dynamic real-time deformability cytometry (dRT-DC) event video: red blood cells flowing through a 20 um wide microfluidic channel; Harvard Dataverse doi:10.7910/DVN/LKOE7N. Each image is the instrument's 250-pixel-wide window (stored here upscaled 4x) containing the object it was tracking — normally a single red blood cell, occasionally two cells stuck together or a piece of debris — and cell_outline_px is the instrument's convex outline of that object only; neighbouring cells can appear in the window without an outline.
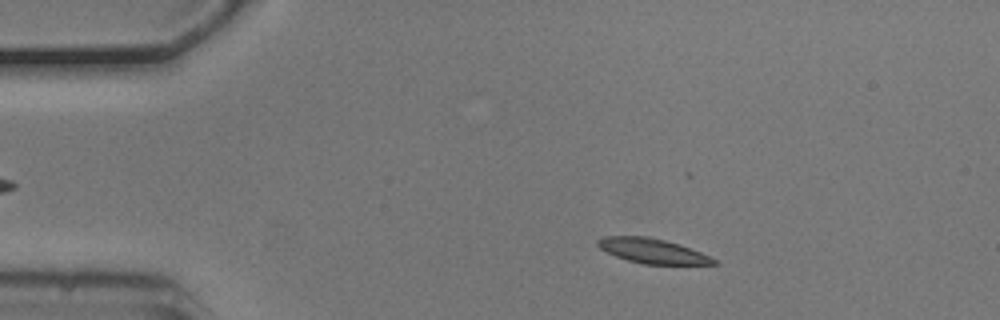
{"species": "common noctule bat (a hibernating species)", "species_latin": "Nyctalus noctula", "temperature_condition": "cold", "stored_images_in_passage": 51, "camera_frame_rate_fps": 3000, "um_per_image_px": 0.085, "animal": {"sex": "male", "body_mass_g": 20.5, "forearm_length_mm": 52.5}, "frame": {"image": 1, "passage_image": 8, "time_ms": 2.333, "image_size_px": [1000, 320], "cell_outline_px": [[720, 264], [644, 264], [628, 260], [616, 256], [600, 248], [596, 244], [596, 240], [604, 236], [652, 236], [700, 252], [716, 260]], "centroid_in_image_um": [55.41, 21.32], "position_along_channel_um": 29.6, "area_um2": 16.47}}
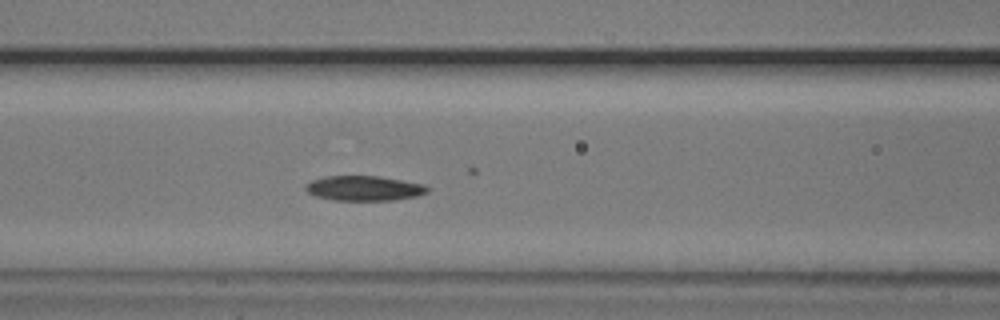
{"frame": {"image": 2, "passage_image": 21, "time_ms": 6.667, "image_size_px": [1000, 320], "cell_outline_px": [[432, 188], [428, 192], [416, 196], [396, 200], [332, 200], [316, 196], [308, 192], [304, 188], [312, 180], [324, 176], [376, 176], [424, 184]], "centroid_in_image_um": [30.97, 16.0], "position_along_channel_um": 135.6, "area_um2": 17.63}}
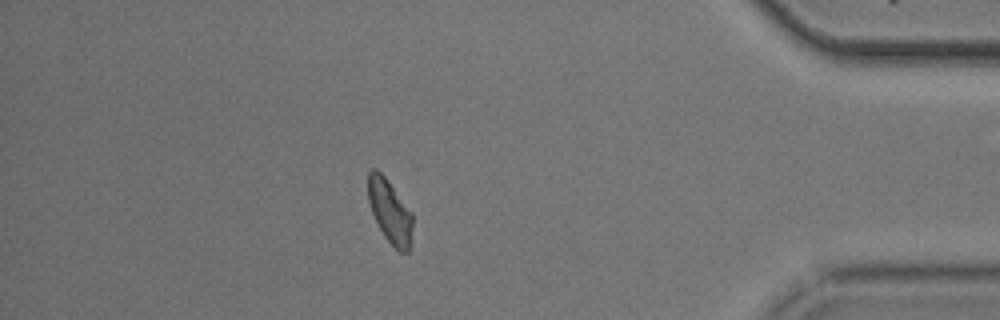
{"frame": {"image": 3, "passage_image": 46, "time_ms": 15.0, "image_size_px": [1000, 320], "cell_outline_px": [[412, 240], [408, 252], [400, 252], [384, 236], [372, 212], [368, 200], [368, 172], [372, 168], [376, 168], [384, 176], [412, 212]], "centroid_in_image_um": [33.15, 17.96], "position_along_channel_um": 402.1, "area_um2": 16.3}}